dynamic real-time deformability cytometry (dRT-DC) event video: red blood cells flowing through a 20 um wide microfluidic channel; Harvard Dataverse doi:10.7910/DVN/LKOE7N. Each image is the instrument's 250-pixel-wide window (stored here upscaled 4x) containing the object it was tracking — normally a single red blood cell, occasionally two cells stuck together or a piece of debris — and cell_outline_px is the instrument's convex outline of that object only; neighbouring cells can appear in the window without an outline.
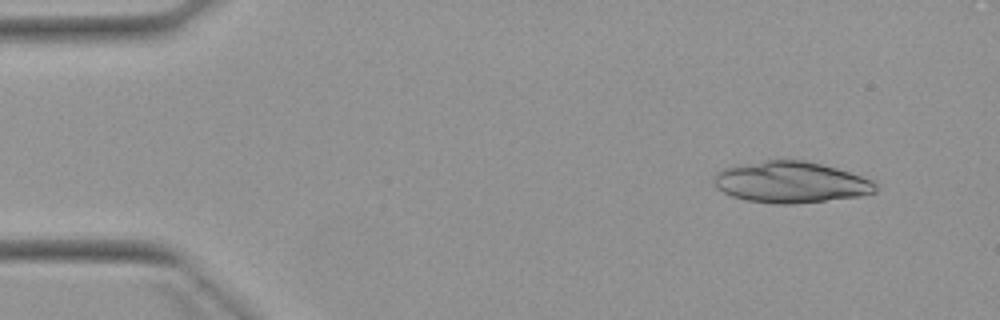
{"species": "Egyptian fruit bat (a non-hibernating species)", "species_latin": "Rousettus aegyptiacus", "temperature_condition": "warm", "stored_images_in_passage": 3, "camera_frame_rate_fps": 3000, "um_per_image_px": 0.085, "animal": {"sex": "female"}, "frame": {"image": 1, "passage_image": 1, "time_ms": 0.0, "image_size_px": [1000, 320], "cell_outline_px": [[876, 192], [860, 196], [792, 204], [776, 204], [744, 200], [732, 196], [716, 188], [712, 180], [712, 176], [716, 172], [724, 168], [764, 160], [804, 160], [836, 168], [872, 180], [876, 184]], "centroid_in_image_um": [67.17, 15.49], "position_along_channel_um": 17.8, "area_um2": 38.73}}